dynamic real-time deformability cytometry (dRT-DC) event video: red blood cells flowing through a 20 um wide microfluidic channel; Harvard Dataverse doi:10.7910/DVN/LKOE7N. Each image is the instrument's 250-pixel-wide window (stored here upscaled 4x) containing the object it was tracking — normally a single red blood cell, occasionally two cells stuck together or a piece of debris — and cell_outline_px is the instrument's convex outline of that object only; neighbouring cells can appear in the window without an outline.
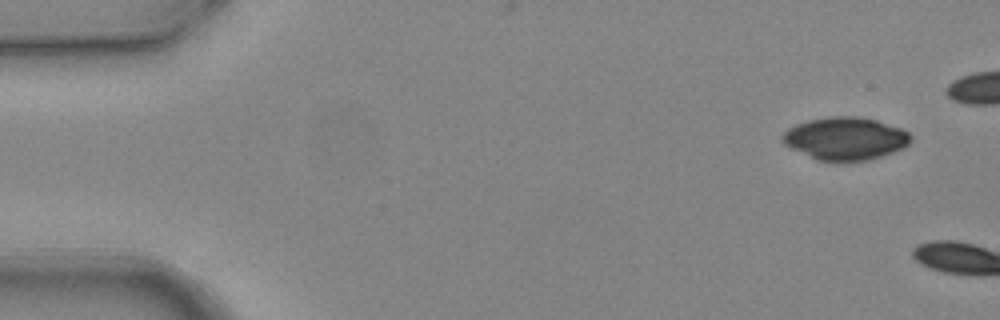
{"species": "common noctule bat (a hibernating species)", "species_latin": "Nyctalus noctula", "temperature_condition": "warm", "stored_images_in_passage": 8, "camera_frame_rate_fps": 3000, "um_per_image_px": 0.085, "animal": {"sex": "female", "body_mass_g": 24.6, "forearm_length_mm": 56.2}, "frame": {"image": 1, "passage_image": 1, "time_ms": 0.0, "image_size_px": [1000, 320], "cell_outline_px": [[912, 140], [904, 148], [868, 160], [848, 164], [836, 164], [816, 160], [784, 144], [780, 140], [780, 136], [788, 128], [796, 124], [808, 120], [832, 116], [856, 116], [876, 120], [900, 128], [908, 132], [912, 136]], "centroid_in_image_um": [71.83, 11.81], "position_along_channel_um": 13.2, "area_um2": 32.66}}
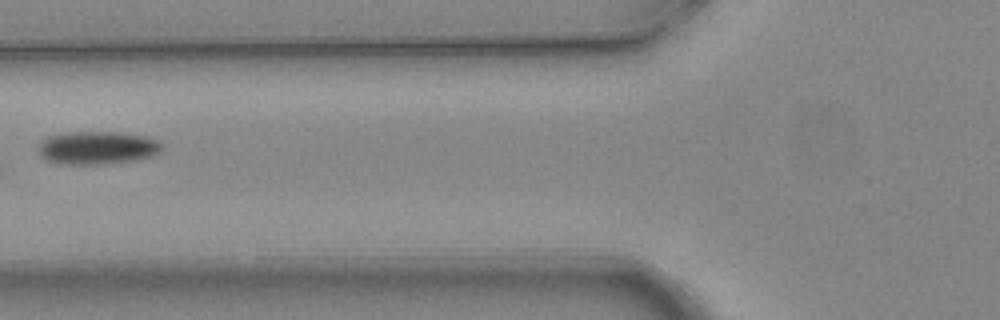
{"frame": {"image": 2, "passage_image": 7, "time_ms": 2.0, "image_size_px": [1000, 320], "cell_outline_px": [[164, 148], [160, 152], [152, 156], [136, 160], [108, 164], [64, 164], [48, 160], [40, 156], [36, 152], [36, 148], [48, 136], [68, 132], [116, 132], [148, 136], [160, 140]], "centroid_in_image_um": [8.31, 12.56], "position_along_channel_um": 117.5, "area_um2": 24.16}}
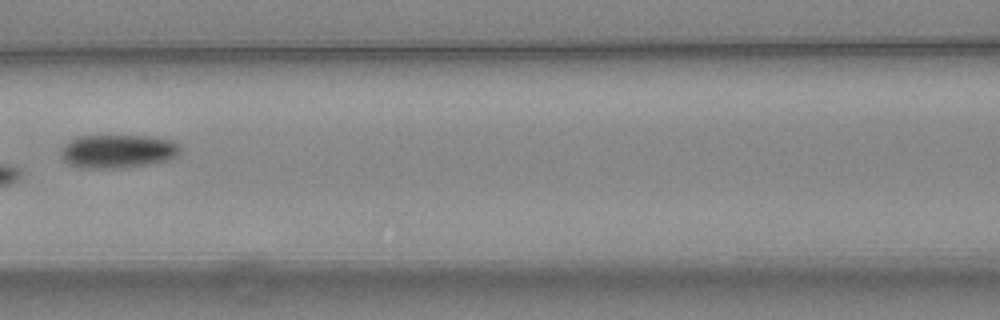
{"frame": {"image": 3, "passage_image": 8, "time_ms": 2.333, "image_size_px": [1000, 320], "cell_outline_px": [[180, 152], [176, 156], [168, 160], [128, 168], [80, 168], [68, 164], [64, 160], [60, 152], [64, 144], [80, 136], [144, 136], [172, 140], [180, 144]], "centroid_in_image_um": [10.02, 12.87], "position_along_channel_um": 156.6, "area_um2": 23.35}}